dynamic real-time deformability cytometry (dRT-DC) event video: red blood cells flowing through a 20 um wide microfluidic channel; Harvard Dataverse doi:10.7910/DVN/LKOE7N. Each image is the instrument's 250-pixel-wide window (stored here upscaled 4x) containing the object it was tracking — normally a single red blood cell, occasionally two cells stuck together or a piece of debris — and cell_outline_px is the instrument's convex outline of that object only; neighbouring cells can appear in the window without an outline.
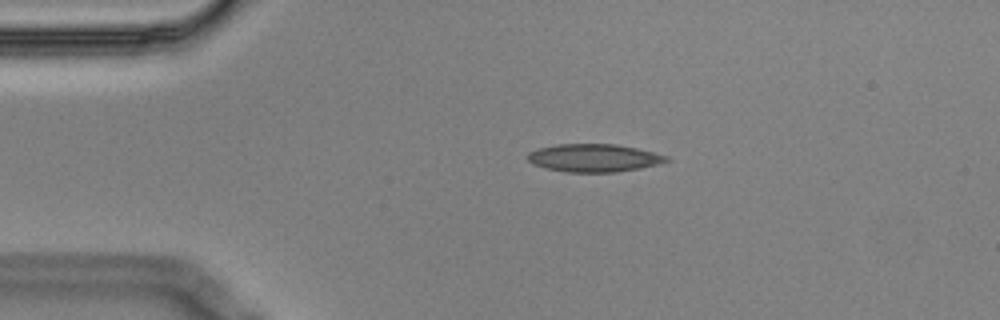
{"species": "Egyptian fruit bat (a non-hibernating species)", "species_latin": "Rousettus aegyptiacus", "temperature_condition": "cold", "stored_images_in_passage": 2, "camera_frame_rate_fps": 3000, "um_per_image_px": 0.085, "animal": {"sex": "male"}, "frame": {"image": 1, "passage_image": 1, "time_ms": 0.0, "image_size_px": [1000, 320], "cell_outline_px": [[672, 160], [640, 168], [616, 172], [568, 172], [548, 168], [532, 164], [528, 160], [528, 152], [540, 148], [556, 144], [616, 144], [636, 148], [668, 156]], "centroid_in_image_um": [50.49, 13.42], "position_along_channel_um": 34.5, "area_um2": 22.37}}